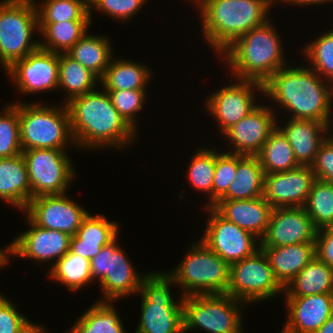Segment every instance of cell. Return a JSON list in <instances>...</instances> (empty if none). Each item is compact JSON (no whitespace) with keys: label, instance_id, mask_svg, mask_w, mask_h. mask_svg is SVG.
Returning <instances> with one entry per match:
<instances>
[{"label":"cell","instance_id":"33","mask_svg":"<svg viewBox=\"0 0 333 333\" xmlns=\"http://www.w3.org/2000/svg\"><path fill=\"white\" fill-rule=\"evenodd\" d=\"M111 301H97L77 320L68 333H126Z\"/></svg>","mask_w":333,"mask_h":333},{"label":"cell","instance_id":"12","mask_svg":"<svg viewBox=\"0 0 333 333\" xmlns=\"http://www.w3.org/2000/svg\"><path fill=\"white\" fill-rule=\"evenodd\" d=\"M22 155L27 165L31 199L67 193L76 174L66 150L30 149L23 150Z\"/></svg>","mask_w":333,"mask_h":333},{"label":"cell","instance_id":"9","mask_svg":"<svg viewBox=\"0 0 333 333\" xmlns=\"http://www.w3.org/2000/svg\"><path fill=\"white\" fill-rule=\"evenodd\" d=\"M36 30V5L0 4V64L5 70L40 47V42L32 39Z\"/></svg>","mask_w":333,"mask_h":333},{"label":"cell","instance_id":"10","mask_svg":"<svg viewBox=\"0 0 333 333\" xmlns=\"http://www.w3.org/2000/svg\"><path fill=\"white\" fill-rule=\"evenodd\" d=\"M280 292H284V287L276 279L261 248L251 256L230 264L226 294L243 304L270 299Z\"/></svg>","mask_w":333,"mask_h":333},{"label":"cell","instance_id":"21","mask_svg":"<svg viewBox=\"0 0 333 333\" xmlns=\"http://www.w3.org/2000/svg\"><path fill=\"white\" fill-rule=\"evenodd\" d=\"M286 325L299 333H314L333 314V293L285 297Z\"/></svg>","mask_w":333,"mask_h":333},{"label":"cell","instance_id":"16","mask_svg":"<svg viewBox=\"0 0 333 333\" xmlns=\"http://www.w3.org/2000/svg\"><path fill=\"white\" fill-rule=\"evenodd\" d=\"M253 88L263 94V84L239 79L238 83L225 86L208 96L206 109L216 118L222 134L257 106L254 102Z\"/></svg>","mask_w":333,"mask_h":333},{"label":"cell","instance_id":"45","mask_svg":"<svg viewBox=\"0 0 333 333\" xmlns=\"http://www.w3.org/2000/svg\"><path fill=\"white\" fill-rule=\"evenodd\" d=\"M311 169L317 180L333 183V139H330L328 134L316 154Z\"/></svg>","mask_w":333,"mask_h":333},{"label":"cell","instance_id":"42","mask_svg":"<svg viewBox=\"0 0 333 333\" xmlns=\"http://www.w3.org/2000/svg\"><path fill=\"white\" fill-rule=\"evenodd\" d=\"M237 172V154L218 153L216 150V166L213 179V205L228 191Z\"/></svg>","mask_w":333,"mask_h":333},{"label":"cell","instance_id":"31","mask_svg":"<svg viewBox=\"0 0 333 333\" xmlns=\"http://www.w3.org/2000/svg\"><path fill=\"white\" fill-rule=\"evenodd\" d=\"M100 79L80 62L73 60L66 53L59 54L58 88L65 90L66 101L94 91Z\"/></svg>","mask_w":333,"mask_h":333},{"label":"cell","instance_id":"4","mask_svg":"<svg viewBox=\"0 0 333 333\" xmlns=\"http://www.w3.org/2000/svg\"><path fill=\"white\" fill-rule=\"evenodd\" d=\"M271 23L269 20L251 29L220 54L237 78L236 81L252 80L264 84L286 66L281 38Z\"/></svg>","mask_w":333,"mask_h":333},{"label":"cell","instance_id":"24","mask_svg":"<svg viewBox=\"0 0 333 333\" xmlns=\"http://www.w3.org/2000/svg\"><path fill=\"white\" fill-rule=\"evenodd\" d=\"M118 225L104 215H91L83 220L75 236L70 238L69 250L91 260L101 248L118 238Z\"/></svg>","mask_w":333,"mask_h":333},{"label":"cell","instance_id":"1","mask_svg":"<svg viewBox=\"0 0 333 333\" xmlns=\"http://www.w3.org/2000/svg\"><path fill=\"white\" fill-rule=\"evenodd\" d=\"M76 147L125 148L136 138V131L113 106L107 91H92L66 103Z\"/></svg>","mask_w":333,"mask_h":333},{"label":"cell","instance_id":"15","mask_svg":"<svg viewBox=\"0 0 333 333\" xmlns=\"http://www.w3.org/2000/svg\"><path fill=\"white\" fill-rule=\"evenodd\" d=\"M20 93L58 89L59 54L37 48L6 69Z\"/></svg>","mask_w":333,"mask_h":333},{"label":"cell","instance_id":"28","mask_svg":"<svg viewBox=\"0 0 333 333\" xmlns=\"http://www.w3.org/2000/svg\"><path fill=\"white\" fill-rule=\"evenodd\" d=\"M285 297L333 293V269L315 256L284 288Z\"/></svg>","mask_w":333,"mask_h":333},{"label":"cell","instance_id":"20","mask_svg":"<svg viewBox=\"0 0 333 333\" xmlns=\"http://www.w3.org/2000/svg\"><path fill=\"white\" fill-rule=\"evenodd\" d=\"M30 229L11 242L12 255L41 262L58 261L69 251L70 236L62 231L45 229L28 216Z\"/></svg>","mask_w":333,"mask_h":333},{"label":"cell","instance_id":"13","mask_svg":"<svg viewBox=\"0 0 333 333\" xmlns=\"http://www.w3.org/2000/svg\"><path fill=\"white\" fill-rule=\"evenodd\" d=\"M205 207L211 213L201 240L225 262L241 261L260 249L256 236L224 218L213 206Z\"/></svg>","mask_w":333,"mask_h":333},{"label":"cell","instance_id":"50","mask_svg":"<svg viewBox=\"0 0 333 333\" xmlns=\"http://www.w3.org/2000/svg\"><path fill=\"white\" fill-rule=\"evenodd\" d=\"M0 4H30L36 5L33 0H3Z\"/></svg>","mask_w":333,"mask_h":333},{"label":"cell","instance_id":"39","mask_svg":"<svg viewBox=\"0 0 333 333\" xmlns=\"http://www.w3.org/2000/svg\"><path fill=\"white\" fill-rule=\"evenodd\" d=\"M0 114V158L22 154L19 103H11Z\"/></svg>","mask_w":333,"mask_h":333},{"label":"cell","instance_id":"40","mask_svg":"<svg viewBox=\"0 0 333 333\" xmlns=\"http://www.w3.org/2000/svg\"><path fill=\"white\" fill-rule=\"evenodd\" d=\"M318 39L303 48L304 56L313 63L311 66L320 77L323 75L325 82L333 84V30L317 37ZM327 79V80H326ZM333 87V86H332Z\"/></svg>","mask_w":333,"mask_h":333},{"label":"cell","instance_id":"18","mask_svg":"<svg viewBox=\"0 0 333 333\" xmlns=\"http://www.w3.org/2000/svg\"><path fill=\"white\" fill-rule=\"evenodd\" d=\"M317 228L304 207L273 208L259 246H286L315 242Z\"/></svg>","mask_w":333,"mask_h":333},{"label":"cell","instance_id":"37","mask_svg":"<svg viewBox=\"0 0 333 333\" xmlns=\"http://www.w3.org/2000/svg\"><path fill=\"white\" fill-rule=\"evenodd\" d=\"M37 6L38 23L90 20L89 6L83 0H45ZM41 7V8H40Z\"/></svg>","mask_w":333,"mask_h":333},{"label":"cell","instance_id":"8","mask_svg":"<svg viewBox=\"0 0 333 333\" xmlns=\"http://www.w3.org/2000/svg\"><path fill=\"white\" fill-rule=\"evenodd\" d=\"M241 302L226 293L184 296V332L202 328L209 333H240Z\"/></svg>","mask_w":333,"mask_h":333},{"label":"cell","instance_id":"27","mask_svg":"<svg viewBox=\"0 0 333 333\" xmlns=\"http://www.w3.org/2000/svg\"><path fill=\"white\" fill-rule=\"evenodd\" d=\"M264 171L257 156L237 154V172L228 191L219 200L263 197Z\"/></svg>","mask_w":333,"mask_h":333},{"label":"cell","instance_id":"2","mask_svg":"<svg viewBox=\"0 0 333 333\" xmlns=\"http://www.w3.org/2000/svg\"><path fill=\"white\" fill-rule=\"evenodd\" d=\"M322 78L309 66H285L263 84V93L291 112V118L317 120L328 125L333 88Z\"/></svg>","mask_w":333,"mask_h":333},{"label":"cell","instance_id":"30","mask_svg":"<svg viewBox=\"0 0 333 333\" xmlns=\"http://www.w3.org/2000/svg\"><path fill=\"white\" fill-rule=\"evenodd\" d=\"M112 61V62H111ZM106 72L100 79L104 90L145 89L152 72L141 63L126 59H111ZM146 85V86H145Z\"/></svg>","mask_w":333,"mask_h":333},{"label":"cell","instance_id":"51","mask_svg":"<svg viewBox=\"0 0 333 333\" xmlns=\"http://www.w3.org/2000/svg\"><path fill=\"white\" fill-rule=\"evenodd\" d=\"M45 331L42 325L35 324L27 333H44Z\"/></svg>","mask_w":333,"mask_h":333},{"label":"cell","instance_id":"47","mask_svg":"<svg viewBox=\"0 0 333 333\" xmlns=\"http://www.w3.org/2000/svg\"><path fill=\"white\" fill-rule=\"evenodd\" d=\"M331 1H333V0H281V1H278L277 0V2H281V3H283L284 2V4H286V3H288V4H293V5H301V6H303V5H316V4H320V3H325V2H331Z\"/></svg>","mask_w":333,"mask_h":333},{"label":"cell","instance_id":"22","mask_svg":"<svg viewBox=\"0 0 333 333\" xmlns=\"http://www.w3.org/2000/svg\"><path fill=\"white\" fill-rule=\"evenodd\" d=\"M213 207L227 220L256 236L266 233L273 207L263 198L218 200ZM260 238V239H259Z\"/></svg>","mask_w":333,"mask_h":333},{"label":"cell","instance_id":"14","mask_svg":"<svg viewBox=\"0 0 333 333\" xmlns=\"http://www.w3.org/2000/svg\"><path fill=\"white\" fill-rule=\"evenodd\" d=\"M24 211L36 225L62 231L70 237L77 234L90 213L68 198L66 193L36 196Z\"/></svg>","mask_w":333,"mask_h":333},{"label":"cell","instance_id":"43","mask_svg":"<svg viewBox=\"0 0 333 333\" xmlns=\"http://www.w3.org/2000/svg\"><path fill=\"white\" fill-rule=\"evenodd\" d=\"M34 325L0 294V333H27Z\"/></svg>","mask_w":333,"mask_h":333},{"label":"cell","instance_id":"26","mask_svg":"<svg viewBox=\"0 0 333 333\" xmlns=\"http://www.w3.org/2000/svg\"><path fill=\"white\" fill-rule=\"evenodd\" d=\"M0 199L25 210L31 200V186L22 154L0 158Z\"/></svg>","mask_w":333,"mask_h":333},{"label":"cell","instance_id":"44","mask_svg":"<svg viewBox=\"0 0 333 333\" xmlns=\"http://www.w3.org/2000/svg\"><path fill=\"white\" fill-rule=\"evenodd\" d=\"M148 0H94L89 6L90 16L93 9L101 10L114 19L128 20L141 10ZM95 7V8H94Z\"/></svg>","mask_w":333,"mask_h":333},{"label":"cell","instance_id":"34","mask_svg":"<svg viewBox=\"0 0 333 333\" xmlns=\"http://www.w3.org/2000/svg\"><path fill=\"white\" fill-rule=\"evenodd\" d=\"M256 156L264 174L285 172L300 166L289 141L278 127L271 132Z\"/></svg>","mask_w":333,"mask_h":333},{"label":"cell","instance_id":"53","mask_svg":"<svg viewBox=\"0 0 333 333\" xmlns=\"http://www.w3.org/2000/svg\"><path fill=\"white\" fill-rule=\"evenodd\" d=\"M333 117L332 116H330V119H332ZM333 119L332 120H329V122H328V128L330 127V125L331 124H333ZM330 139H333V134L332 135H330V137H329Z\"/></svg>","mask_w":333,"mask_h":333},{"label":"cell","instance_id":"49","mask_svg":"<svg viewBox=\"0 0 333 333\" xmlns=\"http://www.w3.org/2000/svg\"><path fill=\"white\" fill-rule=\"evenodd\" d=\"M314 333H333V314L327 321Z\"/></svg>","mask_w":333,"mask_h":333},{"label":"cell","instance_id":"48","mask_svg":"<svg viewBox=\"0 0 333 333\" xmlns=\"http://www.w3.org/2000/svg\"><path fill=\"white\" fill-rule=\"evenodd\" d=\"M6 249L5 250H3V249H0V268L1 267H5V265L7 264V263H9L8 261V259H9V256L11 255L12 256V250H11V244L10 245H8V246H6L5 247ZM7 253V254H6ZM9 253V254H8Z\"/></svg>","mask_w":333,"mask_h":333},{"label":"cell","instance_id":"35","mask_svg":"<svg viewBox=\"0 0 333 333\" xmlns=\"http://www.w3.org/2000/svg\"><path fill=\"white\" fill-rule=\"evenodd\" d=\"M52 265L49 276L71 291L81 289L93 281L90 260L70 250Z\"/></svg>","mask_w":333,"mask_h":333},{"label":"cell","instance_id":"7","mask_svg":"<svg viewBox=\"0 0 333 333\" xmlns=\"http://www.w3.org/2000/svg\"><path fill=\"white\" fill-rule=\"evenodd\" d=\"M19 122L22 151L64 150L69 141L70 145H76L66 104L56 108L54 105H39L37 102L29 105L19 103Z\"/></svg>","mask_w":333,"mask_h":333},{"label":"cell","instance_id":"3","mask_svg":"<svg viewBox=\"0 0 333 333\" xmlns=\"http://www.w3.org/2000/svg\"><path fill=\"white\" fill-rule=\"evenodd\" d=\"M275 0H200L202 30L207 44L220 55L237 38L266 24ZM273 3V4H272Z\"/></svg>","mask_w":333,"mask_h":333},{"label":"cell","instance_id":"32","mask_svg":"<svg viewBox=\"0 0 333 333\" xmlns=\"http://www.w3.org/2000/svg\"><path fill=\"white\" fill-rule=\"evenodd\" d=\"M91 21L92 19L38 23V32L44 38V41L40 40V48L58 54L66 53L88 31Z\"/></svg>","mask_w":333,"mask_h":333},{"label":"cell","instance_id":"5","mask_svg":"<svg viewBox=\"0 0 333 333\" xmlns=\"http://www.w3.org/2000/svg\"><path fill=\"white\" fill-rule=\"evenodd\" d=\"M174 280L165 272L144 274L139 292L141 318L135 333H184L183 296L174 301Z\"/></svg>","mask_w":333,"mask_h":333},{"label":"cell","instance_id":"46","mask_svg":"<svg viewBox=\"0 0 333 333\" xmlns=\"http://www.w3.org/2000/svg\"><path fill=\"white\" fill-rule=\"evenodd\" d=\"M315 255L333 269V227L317 229Z\"/></svg>","mask_w":333,"mask_h":333},{"label":"cell","instance_id":"55","mask_svg":"<svg viewBox=\"0 0 333 333\" xmlns=\"http://www.w3.org/2000/svg\"><path fill=\"white\" fill-rule=\"evenodd\" d=\"M190 1H192L193 3L198 4L200 0H190Z\"/></svg>","mask_w":333,"mask_h":333},{"label":"cell","instance_id":"19","mask_svg":"<svg viewBox=\"0 0 333 333\" xmlns=\"http://www.w3.org/2000/svg\"><path fill=\"white\" fill-rule=\"evenodd\" d=\"M272 108L257 105L223 135L235 146L233 152L239 155L256 156L271 132L277 127Z\"/></svg>","mask_w":333,"mask_h":333},{"label":"cell","instance_id":"23","mask_svg":"<svg viewBox=\"0 0 333 333\" xmlns=\"http://www.w3.org/2000/svg\"><path fill=\"white\" fill-rule=\"evenodd\" d=\"M289 141L294 157L300 166H311L321 144L327 137L324 135L331 129L317 120H288L285 127L277 126ZM329 129V130H328Z\"/></svg>","mask_w":333,"mask_h":333},{"label":"cell","instance_id":"54","mask_svg":"<svg viewBox=\"0 0 333 333\" xmlns=\"http://www.w3.org/2000/svg\"><path fill=\"white\" fill-rule=\"evenodd\" d=\"M88 6L94 1V0H83Z\"/></svg>","mask_w":333,"mask_h":333},{"label":"cell","instance_id":"36","mask_svg":"<svg viewBox=\"0 0 333 333\" xmlns=\"http://www.w3.org/2000/svg\"><path fill=\"white\" fill-rule=\"evenodd\" d=\"M304 208L317 229L333 227V183L316 179Z\"/></svg>","mask_w":333,"mask_h":333},{"label":"cell","instance_id":"52","mask_svg":"<svg viewBox=\"0 0 333 333\" xmlns=\"http://www.w3.org/2000/svg\"><path fill=\"white\" fill-rule=\"evenodd\" d=\"M280 333H299V332L296 331V330H294V329H292V328H290V327H288V326L285 324L283 331L280 332Z\"/></svg>","mask_w":333,"mask_h":333},{"label":"cell","instance_id":"17","mask_svg":"<svg viewBox=\"0 0 333 333\" xmlns=\"http://www.w3.org/2000/svg\"><path fill=\"white\" fill-rule=\"evenodd\" d=\"M316 180L311 166L264 174L263 198L273 207H304Z\"/></svg>","mask_w":333,"mask_h":333},{"label":"cell","instance_id":"6","mask_svg":"<svg viewBox=\"0 0 333 333\" xmlns=\"http://www.w3.org/2000/svg\"><path fill=\"white\" fill-rule=\"evenodd\" d=\"M173 271L167 273L176 285L184 288V296L224 294L229 285L230 265L214 253L201 239Z\"/></svg>","mask_w":333,"mask_h":333},{"label":"cell","instance_id":"11","mask_svg":"<svg viewBox=\"0 0 333 333\" xmlns=\"http://www.w3.org/2000/svg\"><path fill=\"white\" fill-rule=\"evenodd\" d=\"M93 281L98 278L103 291L102 301H115L139 291L144 276L137 274L117 238L101 248L90 260Z\"/></svg>","mask_w":333,"mask_h":333},{"label":"cell","instance_id":"41","mask_svg":"<svg viewBox=\"0 0 333 333\" xmlns=\"http://www.w3.org/2000/svg\"><path fill=\"white\" fill-rule=\"evenodd\" d=\"M109 93L113 106L136 131V115L146 102V89L105 90Z\"/></svg>","mask_w":333,"mask_h":333},{"label":"cell","instance_id":"25","mask_svg":"<svg viewBox=\"0 0 333 333\" xmlns=\"http://www.w3.org/2000/svg\"><path fill=\"white\" fill-rule=\"evenodd\" d=\"M260 248L267 256L276 279L284 288L316 256L315 242Z\"/></svg>","mask_w":333,"mask_h":333},{"label":"cell","instance_id":"29","mask_svg":"<svg viewBox=\"0 0 333 333\" xmlns=\"http://www.w3.org/2000/svg\"><path fill=\"white\" fill-rule=\"evenodd\" d=\"M87 34L86 32L66 54L101 79L113 58L112 43L104 36Z\"/></svg>","mask_w":333,"mask_h":333},{"label":"cell","instance_id":"38","mask_svg":"<svg viewBox=\"0 0 333 333\" xmlns=\"http://www.w3.org/2000/svg\"><path fill=\"white\" fill-rule=\"evenodd\" d=\"M216 166V150L203 149L199 151L191 159L188 167V179L193 188L207 193L210 202L209 206H213V179Z\"/></svg>","mask_w":333,"mask_h":333}]
</instances>
